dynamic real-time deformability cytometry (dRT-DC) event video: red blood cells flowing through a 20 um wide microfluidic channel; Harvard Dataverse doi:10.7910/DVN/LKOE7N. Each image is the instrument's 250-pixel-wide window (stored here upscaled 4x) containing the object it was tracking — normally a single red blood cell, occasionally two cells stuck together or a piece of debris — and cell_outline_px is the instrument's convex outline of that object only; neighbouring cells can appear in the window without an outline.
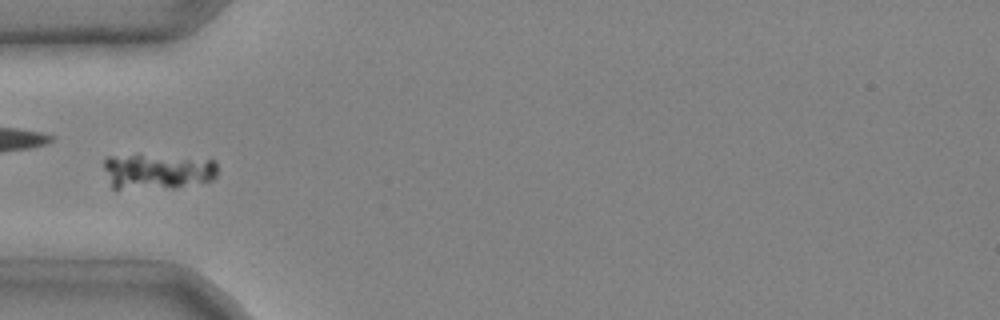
{"species": "common noctule bat (a hibernating species)", "species_latin": "Nyctalus noctula", "temperature_condition": "cold", "stored_images_in_passage": 6, "camera_frame_rate_fps": 3000, "um_per_image_px": 0.085, "animal": {"sex": "male", "body_mass_g": 20.4}, "frame": {"image": 1, "passage_image": 5, "time_ms": 1.333, "image_size_px": [1000, 320], "cell_outline_px": [[216, 176], [212, 180], [172, 188], [112, 188], [104, 168], [104, 160], [108, 156], [140, 156], [212, 160], [216, 164]], "centroid_in_image_um": [13.36, 14.6], "position_along_channel_um": 71.6, "area_um2": 22.6}}
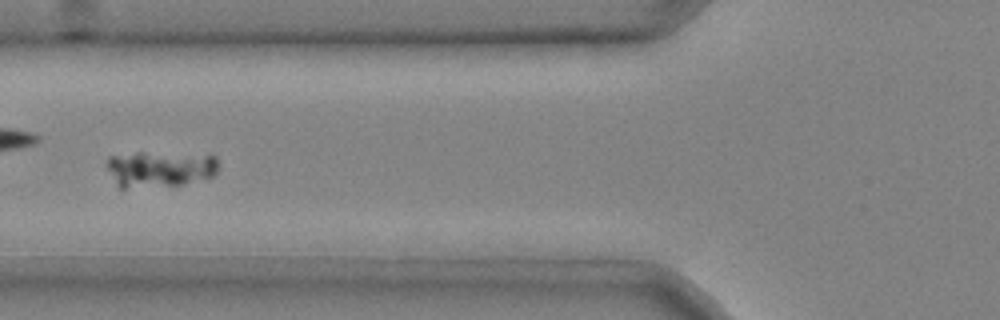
{"frame": {"image": 2, "passage_image": 6, "time_ms": 1.667, "image_size_px": [1000, 320], "cell_outline_px": [[216, 172], [212, 176], [184, 184], [124, 188], [120, 188], [116, 184], [108, 168], [108, 156], [136, 152], [144, 152], [216, 156]], "centroid_in_image_um": [13.55, 14.36], "position_along_channel_um": 112.3, "area_um2": 23.0}}